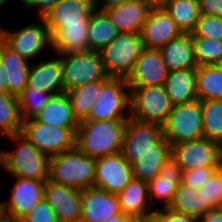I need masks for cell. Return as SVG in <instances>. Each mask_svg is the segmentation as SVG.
<instances>
[{"mask_svg": "<svg viewBox=\"0 0 222 222\" xmlns=\"http://www.w3.org/2000/svg\"><path fill=\"white\" fill-rule=\"evenodd\" d=\"M94 9L95 3L92 0H59L42 18L52 36L64 24L89 22Z\"/></svg>", "mask_w": 222, "mask_h": 222, "instance_id": "cell-18", "label": "cell"}, {"mask_svg": "<svg viewBox=\"0 0 222 222\" xmlns=\"http://www.w3.org/2000/svg\"><path fill=\"white\" fill-rule=\"evenodd\" d=\"M52 94L33 89L26 85L18 96L19 110L22 121L35 118L41 109L48 103Z\"/></svg>", "mask_w": 222, "mask_h": 222, "instance_id": "cell-37", "label": "cell"}, {"mask_svg": "<svg viewBox=\"0 0 222 222\" xmlns=\"http://www.w3.org/2000/svg\"><path fill=\"white\" fill-rule=\"evenodd\" d=\"M133 178L132 166L121 152L100 157L95 161L94 187L117 194Z\"/></svg>", "mask_w": 222, "mask_h": 222, "instance_id": "cell-13", "label": "cell"}, {"mask_svg": "<svg viewBox=\"0 0 222 222\" xmlns=\"http://www.w3.org/2000/svg\"><path fill=\"white\" fill-rule=\"evenodd\" d=\"M62 61L63 92L70 91L85 83L103 81L106 74L99 51H82L60 54Z\"/></svg>", "mask_w": 222, "mask_h": 222, "instance_id": "cell-8", "label": "cell"}, {"mask_svg": "<svg viewBox=\"0 0 222 222\" xmlns=\"http://www.w3.org/2000/svg\"><path fill=\"white\" fill-rule=\"evenodd\" d=\"M182 33H192L200 18L199 0H166L162 5Z\"/></svg>", "mask_w": 222, "mask_h": 222, "instance_id": "cell-30", "label": "cell"}, {"mask_svg": "<svg viewBox=\"0 0 222 222\" xmlns=\"http://www.w3.org/2000/svg\"><path fill=\"white\" fill-rule=\"evenodd\" d=\"M170 157L171 151L146 152L131 165L133 177L148 183L160 174V170Z\"/></svg>", "mask_w": 222, "mask_h": 222, "instance_id": "cell-36", "label": "cell"}, {"mask_svg": "<svg viewBox=\"0 0 222 222\" xmlns=\"http://www.w3.org/2000/svg\"><path fill=\"white\" fill-rule=\"evenodd\" d=\"M222 145L205 137L171 145V158L186 171L197 167H217Z\"/></svg>", "mask_w": 222, "mask_h": 222, "instance_id": "cell-12", "label": "cell"}, {"mask_svg": "<svg viewBox=\"0 0 222 222\" xmlns=\"http://www.w3.org/2000/svg\"><path fill=\"white\" fill-rule=\"evenodd\" d=\"M0 91L8 92L7 78L1 60H0Z\"/></svg>", "mask_w": 222, "mask_h": 222, "instance_id": "cell-50", "label": "cell"}, {"mask_svg": "<svg viewBox=\"0 0 222 222\" xmlns=\"http://www.w3.org/2000/svg\"><path fill=\"white\" fill-rule=\"evenodd\" d=\"M149 3H151L153 6H160L162 5L166 0H147Z\"/></svg>", "mask_w": 222, "mask_h": 222, "instance_id": "cell-53", "label": "cell"}, {"mask_svg": "<svg viewBox=\"0 0 222 222\" xmlns=\"http://www.w3.org/2000/svg\"><path fill=\"white\" fill-rule=\"evenodd\" d=\"M191 37L212 38L222 41V18L201 14Z\"/></svg>", "mask_w": 222, "mask_h": 222, "instance_id": "cell-39", "label": "cell"}, {"mask_svg": "<svg viewBox=\"0 0 222 222\" xmlns=\"http://www.w3.org/2000/svg\"><path fill=\"white\" fill-rule=\"evenodd\" d=\"M168 72L196 68L194 47L190 33H182L159 48Z\"/></svg>", "mask_w": 222, "mask_h": 222, "instance_id": "cell-23", "label": "cell"}, {"mask_svg": "<svg viewBox=\"0 0 222 222\" xmlns=\"http://www.w3.org/2000/svg\"><path fill=\"white\" fill-rule=\"evenodd\" d=\"M9 200L1 201L3 213L21 219L44 198L46 181L15 177Z\"/></svg>", "mask_w": 222, "mask_h": 222, "instance_id": "cell-14", "label": "cell"}, {"mask_svg": "<svg viewBox=\"0 0 222 222\" xmlns=\"http://www.w3.org/2000/svg\"><path fill=\"white\" fill-rule=\"evenodd\" d=\"M127 119L79 122L76 147L87 156L98 159L121 152Z\"/></svg>", "mask_w": 222, "mask_h": 222, "instance_id": "cell-1", "label": "cell"}, {"mask_svg": "<svg viewBox=\"0 0 222 222\" xmlns=\"http://www.w3.org/2000/svg\"><path fill=\"white\" fill-rule=\"evenodd\" d=\"M197 99H222V70L217 65L196 67Z\"/></svg>", "mask_w": 222, "mask_h": 222, "instance_id": "cell-32", "label": "cell"}, {"mask_svg": "<svg viewBox=\"0 0 222 222\" xmlns=\"http://www.w3.org/2000/svg\"><path fill=\"white\" fill-rule=\"evenodd\" d=\"M203 137L222 145V99L201 100Z\"/></svg>", "mask_w": 222, "mask_h": 222, "instance_id": "cell-34", "label": "cell"}, {"mask_svg": "<svg viewBox=\"0 0 222 222\" xmlns=\"http://www.w3.org/2000/svg\"><path fill=\"white\" fill-rule=\"evenodd\" d=\"M0 60L5 69L8 93L18 97L28 84L30 64L0 40Z\"/></svg>", "mask_w": 222, "mask_h": 222, "instance_id": "cell-24", "label": "cell"}, {"mask_svg": "<svg viewBox=\"0 0 222 222\" xmlns=\"http://www.w3.org/2000/svg\"><path fill=\"white\" fill-rule=\"evenodd\" d=\"M182 169L170 157L160 170V174L148 182V194L151 207L154 201L162 200V209L171 204L174 193L181 183Z\"/></svg>", "mask_w": 222, "mask_h": 222, "instance_id": "cell-22", "label": "cell"}, {"mask_svg": "<svg viewBox=\"0 0 222 222\" xmlns=\"http://www.w3.org/2000/svg\"><path fill=\"white\" fill-rule=\"evenodd\" d=\"M121 212L140 217L156 211L151 207L148 183L133 177L127 186L117 194Z\"/></svg>", "mask_w": 222, "mask_h": 222, "instance_id": "cell-25", "label": "cell"}, {"mask_svg": "<svg viewBox=\"0 0 222 222\" xmlns=\"http://www.w3.org/2000/svg\"><path fill=\"white\" fill-rule=\"evenodd\" d=\"M129 118L130 88L126 78L108 76L102 81L98 97L85 120L98 121Z\"/></svg>", "mask_w": 222, "mask_h": 222, "instance_id": "cell-6", "label": "cell"}, {"mask_svg": "<svg viewBox=\"0 0 222 222\" xmlns=\"http://www.w3.org/2000/svg\"><path fill=\"white\" fill-rule=\"evenodd\" d=\"M136 217L125 214L123 212L113 215L102 222H132Z\"/></svg>", "mask_w": 222, "mask_h": 222, "instance_id": "cell-48", "label": "cell"}, {"mask_svg": "<svg viewBox=\"0 0 222 222\" xmlns=\"http://www.w3.org/2000/svg\"><path fill=\"white\" fill-rule=\"evenodd\" d=\"M200 14L222 18V0H199Z\"/></svg>", "mask_w": 222, "mask_h": 222, "instance_id": "cell-44", "label": "cell"}, {"mask_svg": "<svg viewBox=\"0 0 222 222\" xmlns=\"http://www.w3.org/2000/svg\"><path fill=\"white\" fill-rule=\"evenodd\" d=\"M0 222H22L21 219L7 215L5 213H2L0 215Z\"/></svg>", "mask_w": 222, "mask_h": 222, "instance_id": "cell-51", "label": "cell"}, {"mask_svg": "<svg viewBox=\"0 0 222 222\" xmlns=\"http://www.w3.org/2000/svg\"><path fill=\"white\" fill-rule=\"evenodd\" d=\"M95 161L77 147L50 157L48 180L77 188L94 187Z\"/></svg>", "mask_w": 222, "mask_h": 222, "instance_id": "cell-2", "label": "cell"}, {"mask_svg": "<svg viewBox=\"0 0 222 222\" xmlns=\"http://www.w3.org/2000/svg\"><path fill=\"white\" fill-rule=\"evenodd\" d=\"M38 18L39 22L34 21L15 32L0 28V40L27 61L44 47H52L48 27L42 17Z\"/></svg>", "mask_w": 222, "mask_h": 222, "instance_id": "cell-11", "label": "cell"}, {"mask_svg": "<svg viewBox=\"0 0 222 222\" xmlns=\"http://www.w3.org/2000/svg\"><path fill=\"white\" fill-rule=\"evenodd\" d=\"M144 49L140 33L121 32L99 51L106 74L127 78Z\"/></svg>", "mask_w": 222, "mask_h": 222, "instance_id": "cell-5", "label": "cell"}, {"mask_svg": "<svg viewBox=\"0 0 222 222\" xmlns=\"http://www.w3.org/2000/svg\"><path fill=\"white\" fill-rule=\"evenodd\" d=\"M201 196L204 204H212L214 207L222 206V181L218 173H215L205 182L204 186L195 192Z\"/></svg>", "mask_w": 222, "mask_h": 222, "instance_id": "cell-40", "label": "cell"}, {"mask_svg": "<svg viewBox=\"0 0 222 222\" xmlns=\"http://www.w3.org/2000/svg\"><path fill=\"white\" fill-rule=\"evenodd\" d=\"M140 222H163V219L157 211H154L151 214L140 216Z\"/></svg>", "mask_w": 222, "mask_h": 222, "instance_id": "cell-49", "label": "cell"}, {"mask_svg": "<svg viewBox=\"0 0 222 222\" xmlns=\"http://www.w3.org/2000/svg\"><path fill=\"white\" fill-rule=\"evenodd\" d=\"M196 63L216 65L222 60V41L212 38L192 37Z\"/></svg>", "mask_w": 222, "mask_h": 222, "instance_id": "cell-38", "label": "cell"}, {"mask_svg": "<svg viewBox=\"0 0 222 222\" xmlns=\"http://www.w3.org/2000/svg\"><path fill=\"white\" fill-rule=\"evenodd\" d=\"M197 188L179 184L172 198L169 209L194 216L198 219L210 209L215 208L212 204H204L201 196L195 193Z\"/></svg>", "mask_w": 222, "mask_h": 222, "instance_id": "cell-31", "label": "cell"}, {"mask_svg": "<svg viewBox=\"0 0 222 222\" xmlns=\"http://www.w3.org/2000/svg\"><path fill=\"white\" fill-rule=\"evenodd\" d=\"M181 34L182 31L161 5L153 6L140 31L145 48L154 49H159Z\"/></svg>", "mask_w": 222, "mask_h": 222, "instance_id": "cell-16", "label": "cell"}, {"mask_svg": "<svg viewBox=\"0 0 222 222\" xmlns=\"http://www.w3.org/2000/svg\"><path fill=\"white\" fill-rule=\"evenodd\" d=\"M89 22L64 24L51 36V50L57 54H69L89 50Z\"/></svg>", "mask_w": 222, "mask_h": 222, "instance_id": "cell-26", "label": "cell"}, {"mask_svg": "<svg viewBox=\"0 0 222 222\" xmlns=\"http://www.w3.org/2000/svg\"><path fill=\"white\" fill-rule=\"evenodd\" d=\"M126 1L127 0H98L95 3V8L98 9V6H99V10L104 11V10L109 9L111 7L118 6ZM98 3H100V4H98ZM101 5H103V6L101 7Z\"/></svg>", "mask_w": 222, "mask_h": 222, "instance_id": "cell-47", "label": "cell"}, {"mask_svg": "<svg viewBox=\"0 0 222 222\" xmlns=\"http://www.w3.org/2000/svg\"><path fill=\"white\" fill-rule=\"evenodd\" d=\"M44 198L52 207L59 222H80L81 190L47 180Z\"/></svg>", "mask_w": 222, "mask_h": 222, "instance_id": "cell-15", "label": "cell"}, {"mask_svg": "<svg viewBox=\"0 0 222 222\" xmlns=\"http://www.w3.org/2000/svg\"><path fill=\"white\" fill-rule=\"evenodd\" d=\"M216 167H197L182 171L181 183L194 188H201L215 173Z\"/></svg>", "mask_w": 222, "mask_h": 222, "instance_id": "cell-41", "label": "cell"}, {"mask_svg": "<svg viewBox=\"0 0 222 222\" xmlns=\"http://www.w3.org/2000/svg\"><path fill=\"white\" fill-rule=\"evenodd\" d=\"M21 220L22 222H59L45 198L41 199Z\"/></svg>", "mask_w": 222, "mask_h": 222, "instance_id": "cell-42", "label": "cell"}, {"mask_svg": "<svg viewBox=\"0 0 222 222\" xmlns=\"http://www.w3.org/2000/svg\"><path fill=\"white\" fill-rule=\"evenodd\" d=\"M22 119L18 97L0 91V131L5 135L21 133Z\"/></svg>", "mask_w": 222, "mask_h": 222, "instance_id": "cell-35", "label": "cell"}, {"mask_svg": "<svg viewBox=\"0 0 222 222\" xmlns=\"http://www.w3.org/2000/svg\"><path fill=\"white\" fill-rule=\"evenodd\" d=\"M35 119L43 124L62 128H78L79 125L65 92L52 95Z\"/></svg>", "mask_w": 222, "mask_h": 222, "instance_id": "cell-27", "label": "cell"}, {"mask_svg": "<svg viewBox=\"0 0 222 222\" xmlns=\"http://www.w3.org/2000/svg\"><path fill=\"white\" fill-rule=\"evenodd\" d=\"M132 222H140V217H136Z\"/></svg>", "mask_w": 222, "mask_h": 222, "instance_id": "cell-57", "label": "cell"}, {"mask_svg": "<svg viewBox=\"0 0 222 222\" xmlns=\"http://www.w3.org/2000/svg\"><path fill=\"white\" fill-rule=\"evenodd\" d=\"M152 8L147 0H127L104 11L120 32L140 33Z\"/></svg>", "mask_w": 222, "mask_h": 222, "instance_id": "cell-20", "label": "cell"}, {"mask_svg": "<svg viewBox=\"0 0 222 222\" xmlns=\"http://www.w3.org/2000/svg\"><path fill=\"white\" fill-rule=\"evenodd\" d=\"M216 172L218 173V175L220 176L221 181H222V152L219 157L218 165L216 167Z\"/></svg>", "mask_w": 222, "mask_h": 222, "instance_id": "cell-52", "label": "cell"}, {"mask_svg": "<svg viewBox=\"0 0 222 222\" xmlns=\"http://www.w3.org/2000/svg\"><path fill=\"white\" fill-rule=\"evenodd\" d=\"M130 88V117L142 122L163 125L172 104L164 85Z\"/></svg>", "mask_w": 222, "mask_h": 222, "instance_id": "cell-9", "label": "cell"}, {"mask_svg": "<svg viewBox=\"0 0 222 222\" xmlns=\"http://www.w3.org/2000/svg\"><path fill=\"white\" fill-rule=\"evenodd\" d=\"M164 86L172 105L196 100V68L168 72Z\"/></svg>", "mask_w": 222, "mask_h": 222, "instance_id": "cell-28", "label": "cell"}, {"mask_svg": "<svg viewBox=\"0 0 222 222\" xmlns=\"http://www.w3.org/2000/svg\"><path fill=\"white\" fill-rule=\"evenodd\" d=\"M121 213L117 195L96 187L81 190L80 222H102Z\"/></svg>", "mask_w": 222, "mask_h": 222, "instance_id": "cell-19", "label": "cell"}, {"mask_svg": "<svg viewBox=\"0 0 222 222\" xmlns=\"http://www.w3.org/2000/svg\"><path fill=\"white\" fill-rule=\"evenodd\" d=\"M55 59L41 60L30 66L28 86L57 95L63 93L62 61L60 54Z\"/></svg>", "mask_w": 222, "mask_h": 222, "instance_id": "cell-21", "label": "cell"}, {"mask_svg": "<svg viewBox=\"0 0 222 222\" xmlns=\"http://www.w3.org/2000/svg\"><path fill=\"white\" fill-rule=\"evenodd\" d=\"M102 81H95L92 83H85L82 86L67 91L74 116L81 122L88 117V114L95 103Z\"/></svg>", "mask_w": 222, "mask_h": 222, "instance_id": "cell-33", "label": "cell"}, {"mask_svg": "<svg viewBox=\"0 0 222 222\" xmlns=\"http://www.w3.org/2000/svg\"><path fill=\"white\" fill-rule=\"evenodd\" d=\"M23 6L27 8H35L37 15L42 17V15L48 11L52 6H54L59 0H20Z\"/></svg>", "mask_w": 222, "mask_h": 222, "instance_id": "cell-45", "label": "cell"}, {"mask_svg": "<svg viewBox=\"0 0 222 222\" xmlns=\"http://www.w3.org/2000/svg\"><path fill=\"white\" fill-rule=\"evenodd\" d=\"M6 137L19 146L14 151L0 150L4 168L13 177L47 181L50 157L40 152L21 133Z\"/></svg>", "mask_w": 222, "mask_h": 222, "instance_id": "cell-3", "label": "cell"}, {"mask_svg": "<svg viewBox=\"0 0 222 222\" xmlns=\"http://www.w3.org/2000/svg\"><path fill=\"white\" fill-rule=\"evenodd\" d=\"M4 167L3 155L0 151V168ZM1 184V183H0Z\"/></svg>", "mask_w": 222, "mask_h": 222, "instance_id": "cell-54", "label": "cell"}, {"mask_svg": "<svg viewBox=\"0 0 222 222\" xmlns=\"http://www.w3.org/2000/svg\"><path fill=\"white\" fill-rule=\"evenodd\" d=\"M77 128H62L43 124L35 118L22 121L21 134L48 157L76 147Z\"/></svg>", "mask_w": 222, "mask_h": 222, "instance_id": "cell-10", "label": "cell"}, {"mask_svg": "<svg viewBox=\"0 0 222 222\" xmlns=\"http://www.w3.org/2000/svg\"><path fill=\"white\" fill-rule=\"evenodd\" d=\"M7 2V0H0V7L3 6V4Z\"/></svg>", "mask_w": 222, "mask_h": 222, "instance_id": "cell-56", "label": "cell"}, {"mask_svg": "<svg viewBox=\"0 0 222 222\" xmlns=\"http://www.w3.org/2000/svg\"><path fill=\"white\" fill-rule=\"evenodd\" d=\"M120 33L105 11L95 8L91 12L87 31L89 50L100 51Z\"/></svg>", "mask_w": 222, "mask_h": 222, "instance_id": "cell-29", "label": "cell"}, {"mask_svg": "<svg viewBox=\"0 0 222 222\" xmlns=\"http://www.w3.org/2000/svg\"><path fill=\"white\" fill-rule=\"evenodd\" d=\"M163 137L171 145L203 137L201 100L173 105L162 125Z\"/></svg>", "mask_w": 222, "mask_h": 222, "instance_id": "cell-7", "label": "cell"}, {"mask_svg": "<svg viewBox=\"0 0 222 222\" xmlns=\"http://www.w3.org/2000/svg\"><path fill=\"white\" fill-rule=\"evenodd\" d=\"M167 75L160 50L145 48L126 80L129 87L164 85Z\"/></svg>", "mask_w": 222, "mask_h": 222, "instance_id": "cell-17", "label": "cell"}, {"mask_svg": "<svg viewBox=\"0 0 222 222\" xmlns=\"http://www.w3.org/2000/svg\"><path fill=\"white\" fill-rule=\"evenodd\" d=\"M222 70V60L216 64Z\"/></svg>", "mask_w": 222, "mask_h": 222, "instance_id": "cell-55", "label": "cell"}, {"mask_svg": "<svg viewBox=\"0 0 222 222\" xmlns=\"http://www.w3.org/2000/svg\"><path fill=\"white\" fill-rule=\"evenodd\" d=\"M163 219V222H197V219L189 214L179 213L169 208L156 210Z\"/></svg>", "mask_w": 222, "mask_h": 222, "instance_id": "cell-43", "label": "cell"}, {"mask_svg": "<svg viewBox=\"0 0 222 222\" xmlns=\"http://www.w3.org/2000/svg\"><path fill=\"white\" fill-rule=\"evenodd\" d=\"M149 151H171L170 144L163 137L162 126L130 117L126 121L122 156L132 165Z\"/></svg>", "mask_w": 222, "mask_h": 222, "instance_id": "cell-4", "label": "cell"}, {"mask_svg": "<svg viewBox=\"0 0 222 222\" xmlns=\"http://www.w3.org/2000/svg\"><path fill=\"white\" fill-rule=\"evenodd\" d=\"M197 222H222V209L221 207H215L210 209L205 214L201 215Z\"/></svg>", "mask_w": 222, "mask_h": 222, "instance_id": "cell-46", "label": "cell"}]
</instances>
